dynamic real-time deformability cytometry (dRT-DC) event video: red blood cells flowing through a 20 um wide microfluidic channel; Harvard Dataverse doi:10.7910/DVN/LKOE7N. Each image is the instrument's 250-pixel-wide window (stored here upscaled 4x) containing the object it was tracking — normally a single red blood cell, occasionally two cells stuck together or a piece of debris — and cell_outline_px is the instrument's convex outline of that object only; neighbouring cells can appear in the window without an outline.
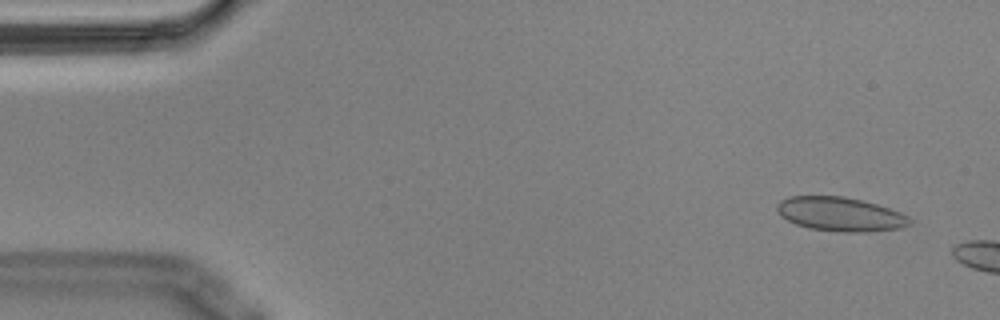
{"species": "Egyptian fruit bat (a non-hibernating species)", "species_latin": "Rousettus aegyptiacus", "temperature_condition": "cold", "stored_images_in_passage": 8, "camera_frame_rate_fps": 3000, "um_per_image_px": 0.085, "animal": {"sex": "male"}, "frame": {"image": 1, "passage_image": 3, "time_ms": 0.667, "image_size_px": [1000, 320], "cell_outline_px": [[912, 224], [900, 228], [864, 232], [840, 232], [808, 228], [796, 224], [780, 216], [776, 208], [776, 204], [780, 200], [788, 196], [844, 196], [876, 204], [900, 212], [908, 216], [912, 220]], "centroid_in_image_um": [71.4, 18.2], "position_along_channel_um": 13.6, "area_um2": 26.41}}